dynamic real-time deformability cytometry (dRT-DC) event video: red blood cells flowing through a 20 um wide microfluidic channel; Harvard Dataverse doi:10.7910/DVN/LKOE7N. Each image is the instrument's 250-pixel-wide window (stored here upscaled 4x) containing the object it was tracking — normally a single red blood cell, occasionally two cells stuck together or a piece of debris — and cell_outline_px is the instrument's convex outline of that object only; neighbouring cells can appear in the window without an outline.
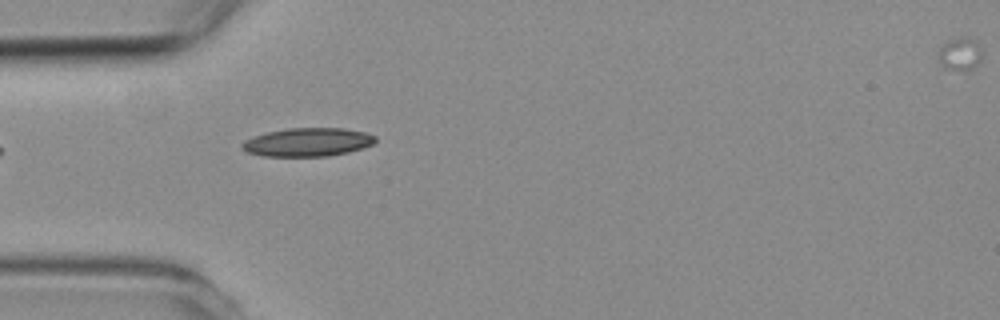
{"species": "common noctule bat (a hibernating species)", "species_latin": "Nyctalus noctula", "temperature_condition": "room temperature", "stored_images_in_passage": 2, "camera_frame_rate_fps": 3000, "um_per_image_px": 0.085, "animal": {"sex": "female", "body_mass_g": 19.3, "forearm_length_mm": 54.1}, "frame": {"image": 1, "passage_image": 1, "time_ms": 0.0, "image_size_px": [1000, 320], "cell_outline_px": [[376, 144], [364, 148], [348, 152], [328, 156], [264, 156], [248, 152], [240, 148], [240, 144], [244, 140], [268, 132], [288, 128], [344, 128], [364, 132], [376, 136]], "centroid_in_image_um": [26.19, 12.08], "position_along_channel_um": 58.8, "area_um2": 22.2}}